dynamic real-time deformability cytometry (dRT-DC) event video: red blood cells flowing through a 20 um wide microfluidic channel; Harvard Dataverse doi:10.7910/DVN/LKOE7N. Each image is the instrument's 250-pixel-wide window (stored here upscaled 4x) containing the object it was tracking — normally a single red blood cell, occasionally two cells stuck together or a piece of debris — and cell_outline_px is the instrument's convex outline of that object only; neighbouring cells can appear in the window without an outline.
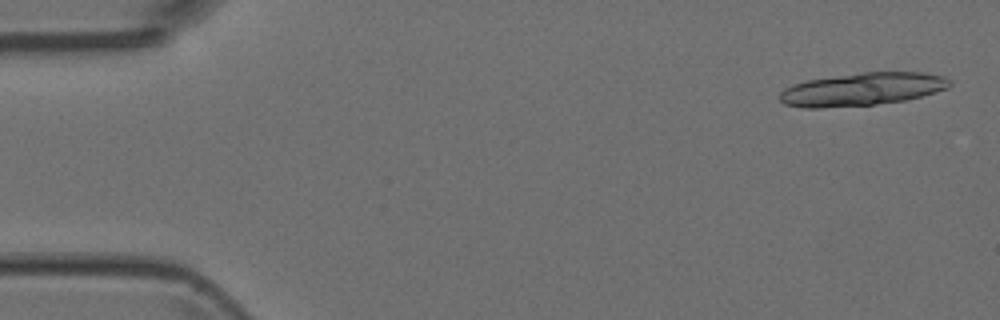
{"species": "Egyptian fruit bat (a non-hibernating species)", "species_latin": "Rousettus aegyptiacus", "temperature_condition": "room temperature", "stored_images_in_passage": 6, "camera_frame_rate_fps": 3000, "um_per_image_px": 0.085, "animal": {"sex": "female"}, "frame": {"image": 1, "passage_image": 1, "time_ms": 0.0, "image_size_px": [1000, 320], "cell_outline_px": [[952, 84], [948, 88], [936, 92], [904, 100], [876, 104], [820, 108], [804, 108], [784, 104], [780, 100], [780, 92], [784, 88], [808, 80], [864, 72], [924, 72], [944, 76], [952, 80]], "centroid_in_image_um": [73.33, 7.58], "position_along_channel_um": 11.7, "area_um2": 32.43}}
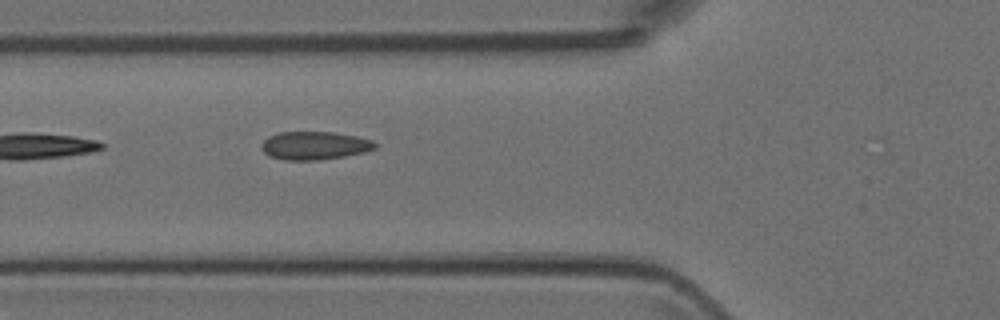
{"frame": {"image": 2, "passage_image": 6, "time_ms": 1.667, "image_size_px": [1000, 320], "cell_outline_px": [[376, 148], [364, 152], [344, 156], [320, 160], [284, 160], [268, 156], [260, 148], [260, 144], [268, 136], [280, 132], [332, 132], [356, 136], [372, 140], [376, 144]], "centroid_in_image_um": [26.69, 12.37], "position_along_channel_um": 99.1, "area_um2": 18.73}}